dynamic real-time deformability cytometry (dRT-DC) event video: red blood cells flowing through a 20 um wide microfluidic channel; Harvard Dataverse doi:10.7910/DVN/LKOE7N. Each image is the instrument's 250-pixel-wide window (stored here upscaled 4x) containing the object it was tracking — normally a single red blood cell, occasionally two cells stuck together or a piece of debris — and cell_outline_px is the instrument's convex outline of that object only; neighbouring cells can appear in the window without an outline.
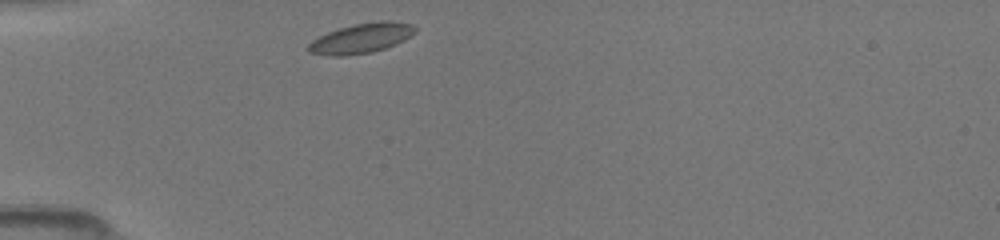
{"species": "common noctule bat (a hibernating species)", "species_latin": "Nyctalus noctula", "temperature_condition": "room temperature", "stored_images_in_passage": 3, "camera_frame_rate_fps": 3000, "um_per_image_px": 0.085, "animal": {"sex": "female", "body_mass_g": 19.5, "forearm_length_mm": 54.1}, "frame": {"image": 1, "passage_image": 1, "time_ms": 0.0, "image_size_px": [1000, 240], "cell_outline_px": [[416, 32], [404, 40], [396, 44], [372, 52], [344, 56], [332, 56], [308, 52], [308, 44], [312, 40], [328, 32], [340, 28], [356, 24], [380, 20], [388, 20], [412, 24], [416, 28]], "centroid_in_image_um": [30.73, 3.25], "position_along_channel_um": 54.3, "area_um2": 18.5}}
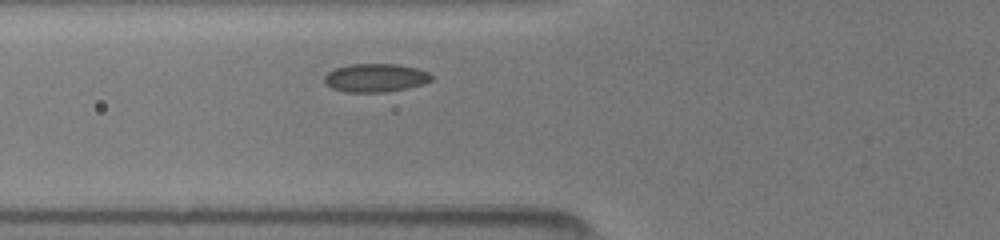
{"frame": {"image": 2, "passage_image": 3, "time_ms": 1.333, "image_size_px": [1000, 240], "cell_outline_px": [[432, 80], [424, 84], [408, 88], [384, 92], [344, 92], [332, 88], [324, 80], [324, 76], [328, 72], [336, 68], [352, 64], [396, 64], [416, 68], [428, 72], [432, 76]], "centroid_in_image_um": [31.93, 6.62], "position_along_channel_um": 93.9, "area_um2": 17.63}}